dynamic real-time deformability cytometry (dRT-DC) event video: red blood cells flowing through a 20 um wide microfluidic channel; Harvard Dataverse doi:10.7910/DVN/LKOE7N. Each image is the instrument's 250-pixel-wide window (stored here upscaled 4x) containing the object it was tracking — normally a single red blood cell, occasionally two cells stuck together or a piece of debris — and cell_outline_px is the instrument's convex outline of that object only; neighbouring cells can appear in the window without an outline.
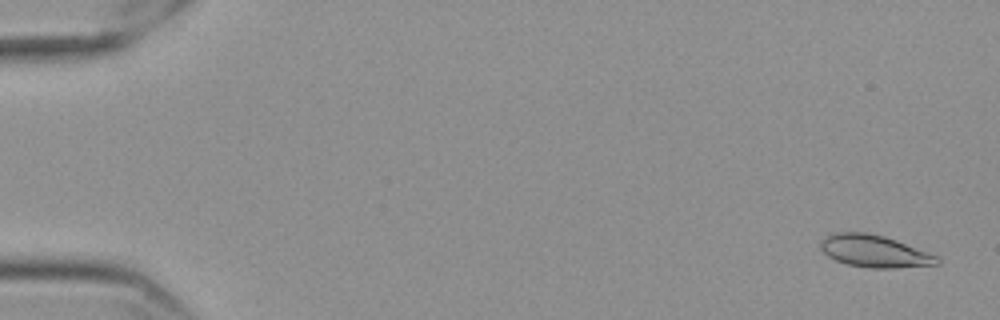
{"species": "Egyptian fruit bat (a non-hibernating species)", "species_latin": "Rousettus aegyptiacus", "temperature_condition": "cold", "stored_images_in_passage": 58, "camera_frame_rate_fps": 3000, "um_per_image_px": 0.085, "frame": {"image": 1, "passage_image": 3, "time_ms": 0.667, "image_size_px": [1000, 320], "cell_outline_px": [[940, 264], [892, 268], [868, 268], [848, 264], [836, 260], [828, 256], [820, 248], [820, 240], [836, 232], [868, 232], [884, 236], [896, 240], [940, 256]], "centroid_in_image_um": [74.35, 21.35], "position_along_channel_um": 10.6, "area_um2": 21.91}}
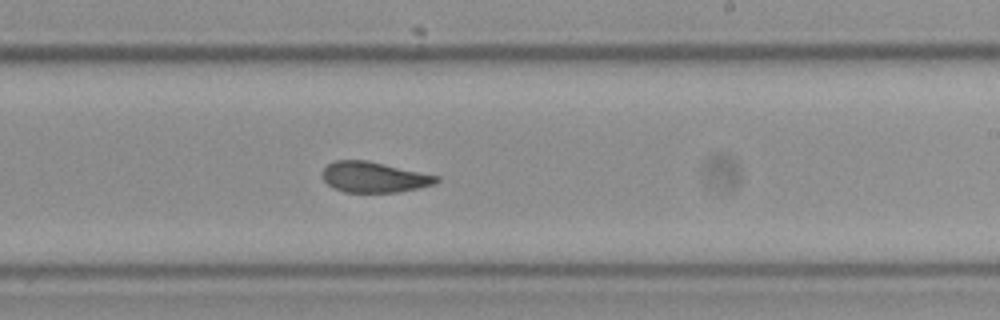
{"frame": {"image": 2, "passage_image": 36, "time_ms": 11.667, "image_size_px": [1000, 320], "cell_outline_px": [[440, 180], [436, 184], [400, 192], [344, 192], [332, 188], [320, 176], [320, 172], [328, 164], [336, 160], [364, 160], [384, 164], [440, 176]], "centroid_in_image_um": [31.77, 15.06], "position_along_channel_um": 257.2, "area_um2": 20.46}}
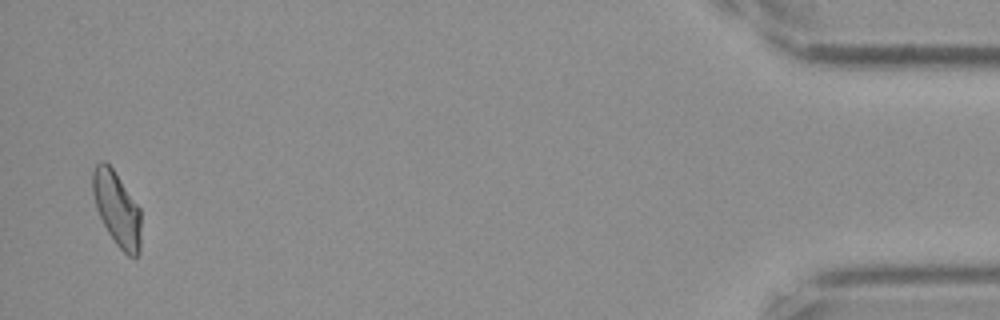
{"frame": {"image": 3, "passage_image": 57, "time_ms": 18.667, "image_size_px": [1000, 320], "cell_outline_px": [[140, 252], [136, 256], [128, 256], [116, 244], [108, 232], [96, 208], [92, 192], [92, 172], [96, 164], [100, 160], [104, 160], [112, 168], [140, 208]], "centroid_in_image_um": [9.92, 17.73], "position_along_channel_um": 425.3, "area_um2": 20.75}, "authors_computed_cell_mechanics": {"area_um2": 21.2415, "velocity_mm_per_s": 3.557, "shape_relaxation_time_tau1_ms": 10.3588, "shape_relaxation_time_tau2_ms": 1.8343, "deformation_change_tau1": 0.2086, "deformation_change_tau2": 0.0674}}